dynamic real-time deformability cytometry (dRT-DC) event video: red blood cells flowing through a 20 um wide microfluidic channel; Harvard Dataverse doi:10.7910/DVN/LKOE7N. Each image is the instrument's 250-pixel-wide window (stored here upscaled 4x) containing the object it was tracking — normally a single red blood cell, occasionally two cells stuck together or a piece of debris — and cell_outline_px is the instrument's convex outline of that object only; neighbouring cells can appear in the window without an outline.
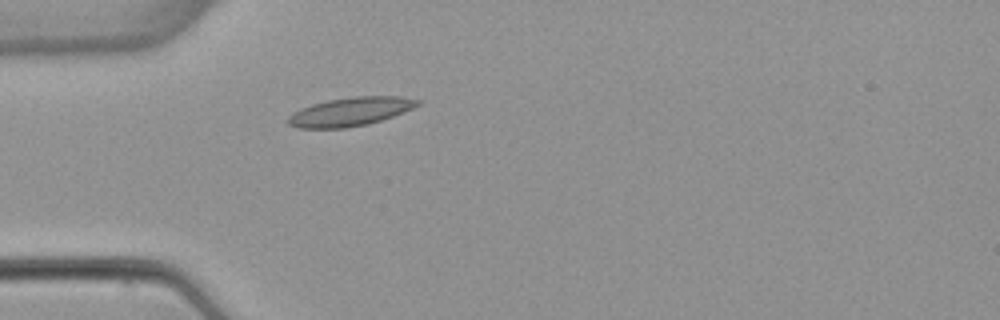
{"species": "common noctule bat (a hibernating species)", "species_latin": "Nyctalus noctula", "temperature_condition": "warm", "stored_images_in_passage": 1, "camera_frame_rate_fps": 3000, "um_per_image_px": 0.085, "animal": {"sex": "female", "body_mass_g": 22.7, "forearm_length_mm": 54.2}, "frame": {"image": 1, "passage_image": 1, "time_ms": 0.0, "image_size_px": [1000, 320], "cell_outline_px": [[420, 104], [412, 108], [392, 116], [368, 124], [344, 128], [300, 128], [288, 124], [284, 120], [292, 112], [300, 108], [312, 104], [328, 100], [352, 96], [400, 96], [420, 100]], "centroid_in_image_um": [29.72, 9.49], "position_along_channel_um": 55.3, "area_um2": 21.62}}